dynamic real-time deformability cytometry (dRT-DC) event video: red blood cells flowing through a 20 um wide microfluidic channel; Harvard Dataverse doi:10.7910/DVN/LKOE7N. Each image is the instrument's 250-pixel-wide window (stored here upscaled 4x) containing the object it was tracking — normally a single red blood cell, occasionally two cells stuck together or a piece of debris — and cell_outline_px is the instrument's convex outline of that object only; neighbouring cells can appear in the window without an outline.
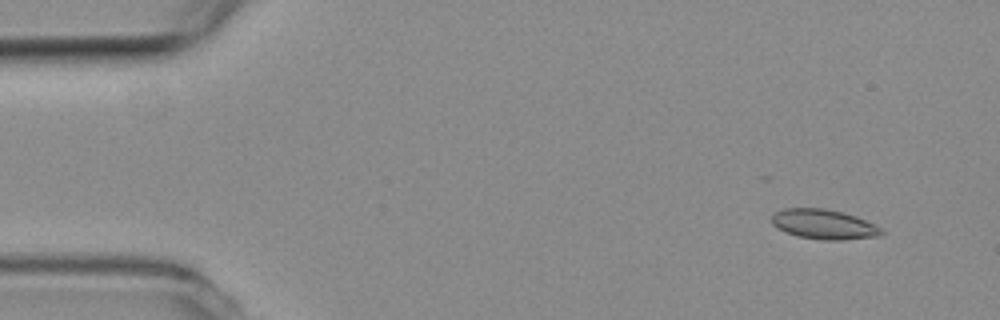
{"species": "common noctule bat (a hibernating species)", "species_latin": "Nyctalus noctula", "temperature_condition": "room temperature", "stored_images_in_passage": 52, "camera_frame_rate_fps": 3000, "um_per_image_px": 0.085, "animal": {"sex": "female", "body_mass_g": 19.3, "forearm_length_mm": 54.1}, "frame": {"image": 1, "passage_image": 2, "time_ms": 0.333, "image_size_px": [1000, 320], "cell_outline_px": [[884, 232], [880, 236], [840, 240], [824, 240], [796, 236], [784, 232], [776, 228], [772, 224], [772, 216], [776, 212], [784, 208], [824, 208], [844, 212], [856, 216], [880, 228]], "centroid_in_image_um": [69.99, 19.06], "position_along_channel_um": 15.0, "area_um2": 19.07}}
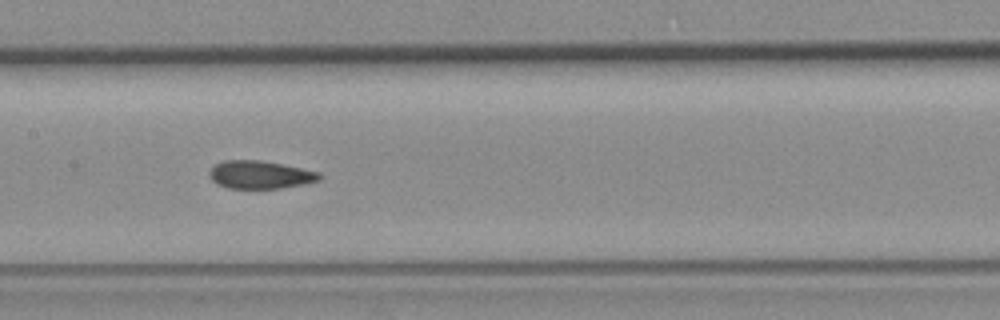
{"frame": {"image": 2, "passage_image": 24, "time_ms": 7.667, "image_size_px": [1000, 320], "cell_outline_px": [[324, 176], [320, 180], [304, 184], [280, 188], [228, 188], [216, 184], [208, 176], [208, 172], [216, 164], [224, 160], [260, 160], [320, 172]], "centroid_in_image_um": [22.11, 14.85], "position_along_channel_um": 185.3, "area_um2": 17.92}}
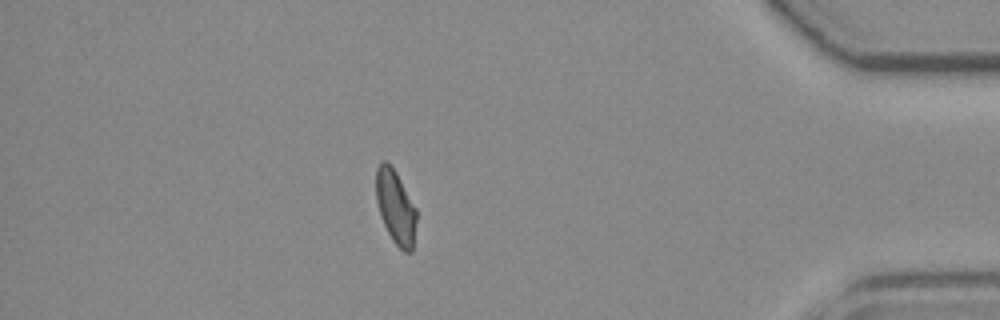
{"frame": {"image": 3, "passage_image": 45, "time_ms": 14.667, "image_size_px": [1000, 320], "cell_outline_px": [[416, 220], [412, 252], [404, 252], [392, 240], [380, 216], [376, 200], [376, 168], [384, 160], [396, 172], [416, 208]], "centroid_in_image_um": [33.62, 17.62], "position_along_channel_um": 401.6, "area_um2": 17.17}, "authors_computed_cell_mechanics": {"area_um2": 18.2648, "velocity_mm_per_s": 3.7543, "shape_relaxation_time_tau1_ms": null, "shape_relaxation_time_tau2_ms": 2.6513, "deformation_change_tau1": null, "deformation_change_tau2": 0.0594}}